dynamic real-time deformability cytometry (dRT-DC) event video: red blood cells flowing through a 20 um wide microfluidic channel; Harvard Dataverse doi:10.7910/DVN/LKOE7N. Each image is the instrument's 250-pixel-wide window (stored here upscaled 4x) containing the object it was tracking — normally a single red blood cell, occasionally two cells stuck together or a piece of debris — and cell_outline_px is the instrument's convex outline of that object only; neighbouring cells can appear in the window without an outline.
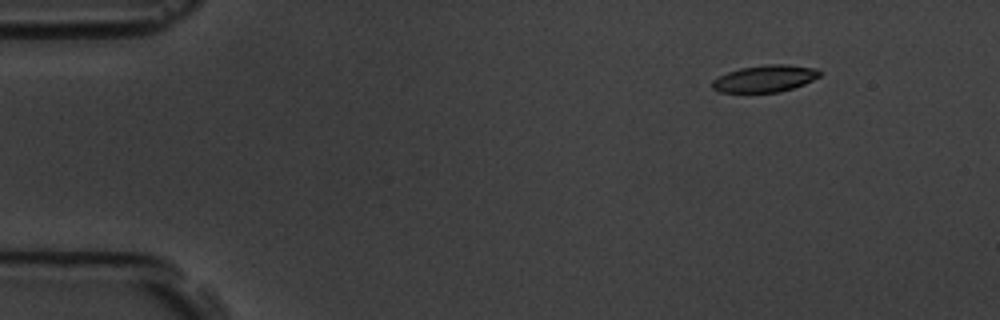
{"species": "common noctule bat (a hibernating species)", "species_latin": "Nyctalus noctula", "temperature_condition": "room temperature", "stored_images_in_passage": 4, "camera_frame_rate_fps": 3000, "um_per_image_px": 0.085, "animal": {"sex": "male", "body_mass_g": 19.5, "forearm_length_mm": 54.6}, "frame": {"image": 1, "passage_image": 1, "time_ms": 0.0, "image_size_px": [1000, 320], "cell_outline_px": [[820, 76], [804, 84], [792, 88], [776, 92], [720, 92], [712, 88], [712, 80], [728, 72], [740, 68], [768, 64], [788, 64], [816, 68], [820, 72]], "centroid_in_image_um": [65.02, 6.67], "position_along_channel_um": 20.0, "area_um2": 16.7}}
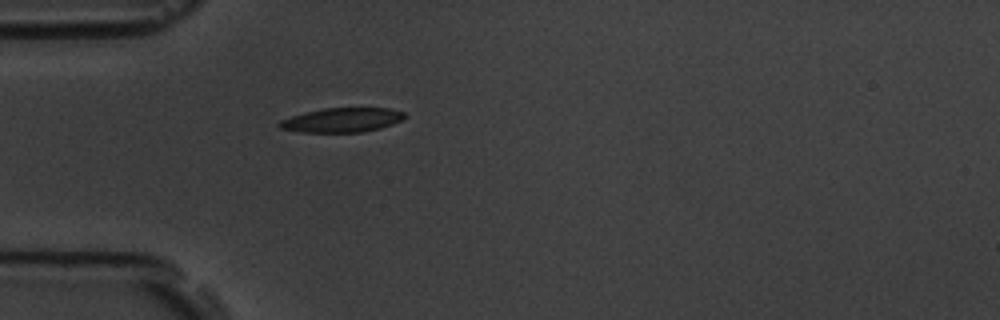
{"frame": {"image": 2, "passage_image": 4, "time_ms": 3.333, "image_size_px": [1000, 320], "cell_outline_px": [[408, 116], [392, 124], [380, 128], [360, 132], [300, 132], [280, 128], [276, 124], [280, 120], [304, 112], [324, 108], [388, 108], [404, 112]], "centroid_in_image_um": [29.05, 10.2], "position_along_channel_um": 55.9, "area_um2": 17.74}}